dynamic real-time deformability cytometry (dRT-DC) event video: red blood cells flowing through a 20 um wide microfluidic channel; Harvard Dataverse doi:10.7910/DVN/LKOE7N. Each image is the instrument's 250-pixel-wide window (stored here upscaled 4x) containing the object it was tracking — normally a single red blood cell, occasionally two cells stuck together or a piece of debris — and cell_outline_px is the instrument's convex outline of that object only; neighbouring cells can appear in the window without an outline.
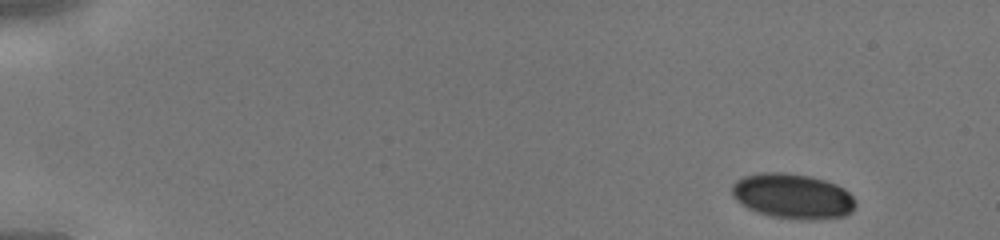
{"species": "human", "species_latin": "Homo sapiens", "temperature_condition": "cold", "stored_images_in_passage": 42, "camera_frame_rate_fps": 3000, "um_per_image_px": 0.085, "donor": {"sex": "male"}, "frame": {"image": 1, "passage_image": 1, "time_ms": 0.0, "image_size_px": [1000, 240], "cell_outline_px": [[856, 204], [852, 212], [844, 216], [820, 220], [804, 220], [772, 216], [756, 212], [748, 208], [736, 200], [732, 192], [732, 184], [736, 180], [744, 176], [760, 172], [784, 172], [808, 176], [824, 180], [836, 184], [844, 188], [856, 200]], "centroid_in_image_um": [67.39, 16.68], "position_along_channel_um": 17.6, "area_um2": 32.66}}
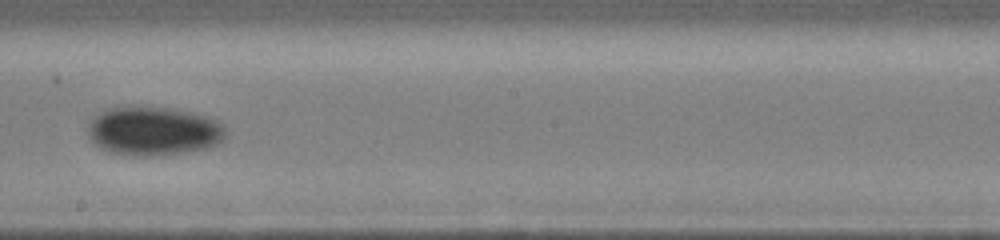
{"frame": {"image": 2, "passage_image": 24, "time_ms": 7.667, "image_size_px": [1000, 240], "cell_outline_px": [[228, 132], [216, 144], [208, 148], [160, 156], [128, 156], [108, 152], [92, 144], [88, 140], [88, 124], [92, 116], [96, 112], [104, 108], [172, 108], [192, 112], [208, 116], [224, 124]], "centroid_in_image_um": [13.0, 11.16], "position_along_channel_um": 235.2, "area_um2": 39.82}}
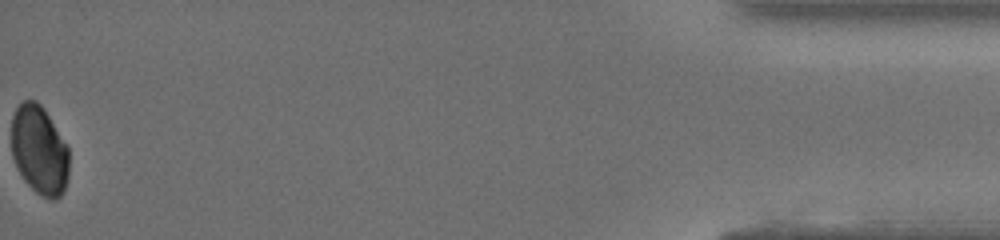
{"frame": {"image": 3, "passage_image": 42, "time_ms": 13.667, "image_size_px": [1000, 240], "cell_outline_px": [[68, 176], [64, 192], [60, 196], [52, 200], [36, 192], [24, 180], [12, 156], [12, 116], [16, 108], [24, 100], [36, 100], [44, 108], [68, 148]], "centroid_in_image_um": [3.34, 12.75], "position_along_channel_um": 431.9, "area_um2": 29.59}}